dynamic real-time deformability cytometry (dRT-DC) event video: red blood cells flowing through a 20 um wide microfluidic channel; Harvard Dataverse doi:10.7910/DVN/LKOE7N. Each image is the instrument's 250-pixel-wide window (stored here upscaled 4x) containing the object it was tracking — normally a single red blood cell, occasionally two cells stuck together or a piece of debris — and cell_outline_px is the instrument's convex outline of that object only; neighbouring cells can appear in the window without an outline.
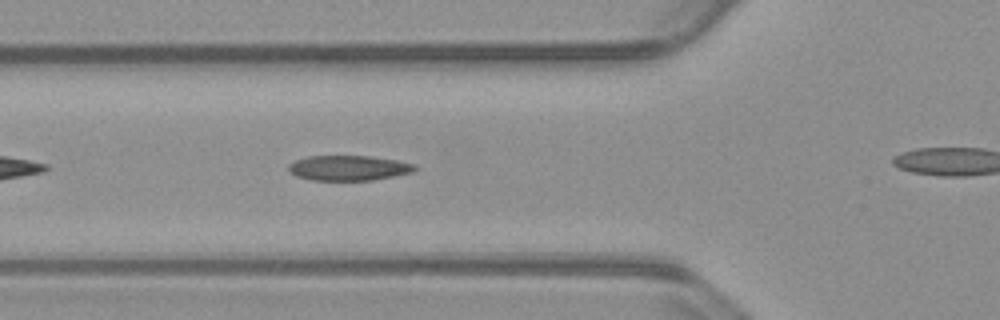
{"species": "common noctule bat (a hibernating species)", "species_latin": "Nyctalus noctula", "temperature_condition": "warm", "stored_images_in_passage": 23, "camera_frame_rate_fps": 3000, "um_per_image_px": 0.085, "animal": {"sex": "male", "body_mass_g": 23.1, "forearm_length_mm": 52.7}, "frame": {"image": 1, "passage_image": 4, "time_ms": 1.0, "image_size_px": [1000, 320], "cell_outline_px": [[420, 168], [412, 172], [372, 180], [312, 180], [296, 176], [288, 168], [288, 164], [296, 160], [308, 156], [368, 156], [396, 160], [416, 164]], "centroid_in_image_um": [29.66, 14.27], "position_along_channel_um": 96.1, "area_um2": 18.38}}
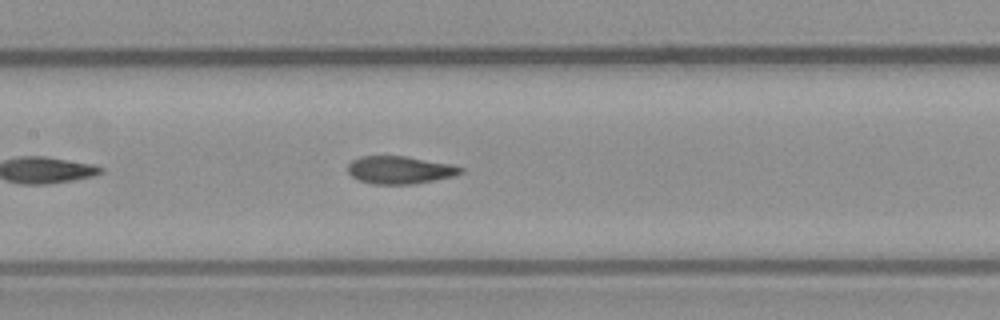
{"frame": {"image": 2, "passage_image": 10, "time_ms": 3.0, "image_size_px": [1000, 320], "cell_outline_px": [[464, 172], [456, 176], [416, 184], [372, 184], [356, 180], [348, 172], [348, 164], [352, 160], [360, 156], [408, 156], [452, 164], [464, 168]], "centroid_in_image_um": [34.02, 14.45], "position_along_channel_um": 173.4, "area_um2": 18.61}}
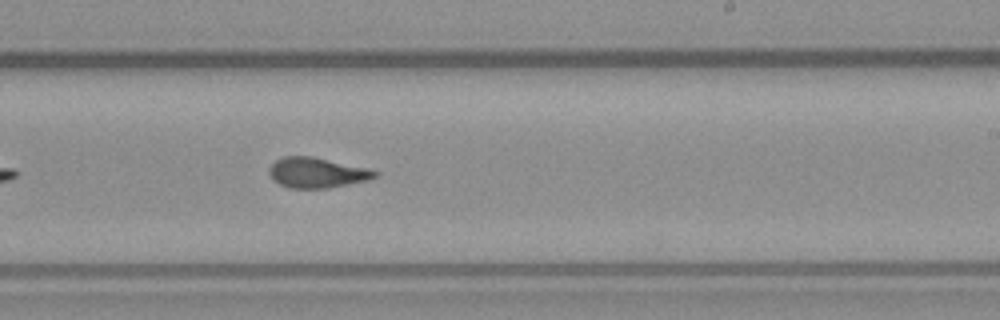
{"frame": {"image": 3, "passage_image": 17, "time_ms": 5.333, "image_size_px": [1000, 320], "cell_outline_px": [[380, 172], [376, 176], [368, 180], [328, 188], [288, 188], [272, 180], [268, 172], [268, 168], [276, 160], [284, 156], [312, 156], [368, 168]], "centroid_in_image_um": [26.91, 14.68], "position_along_channel_um": 262.1, "area_um2": 18.73}}